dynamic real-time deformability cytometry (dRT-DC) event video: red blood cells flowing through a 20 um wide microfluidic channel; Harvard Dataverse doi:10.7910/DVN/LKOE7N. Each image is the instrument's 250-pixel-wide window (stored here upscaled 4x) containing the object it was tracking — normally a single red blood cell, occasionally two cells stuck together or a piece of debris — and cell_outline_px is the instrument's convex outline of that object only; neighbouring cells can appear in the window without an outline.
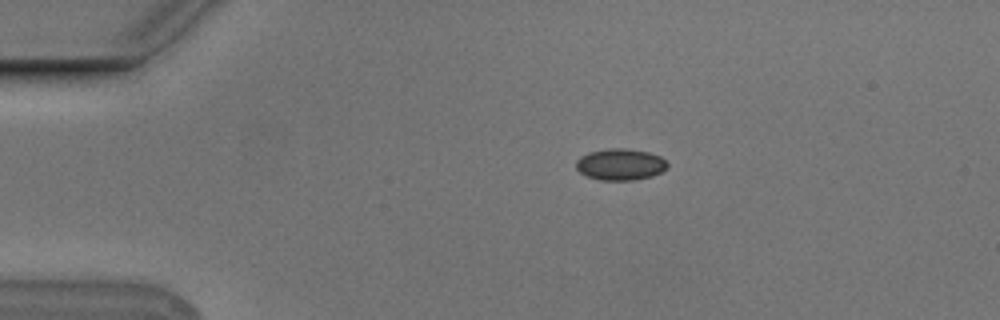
{"species": "Egyptian fruit bat (a non-hibernating species)", "species_latin": "Rousettus aegyptiacus", "temperature_condition": "cold", "stored_images_in_passage": 45, "camera_frame_rate_fps": 3000, "um_per_image_px": 0.085, "animal": {"sex": "male"}, "frame": {"image": 1, "passage_image": 1, "time_ms": 0.0, "image_size_px": [1000, 320], "cell_outline_px": [[668, 164], [660, 172], [652, 176], [632, 180], [600, 180], [588, 176], [580, 172], [576, 168], [576, 160], [580, 156], [588, 152], [608, 148], [624, 148], [648, 152], [660, 156]], "centroid_in_image_um": [52.69, 13.96], "position_along_channel_um": 32.3, "area_um2": 16.65}}
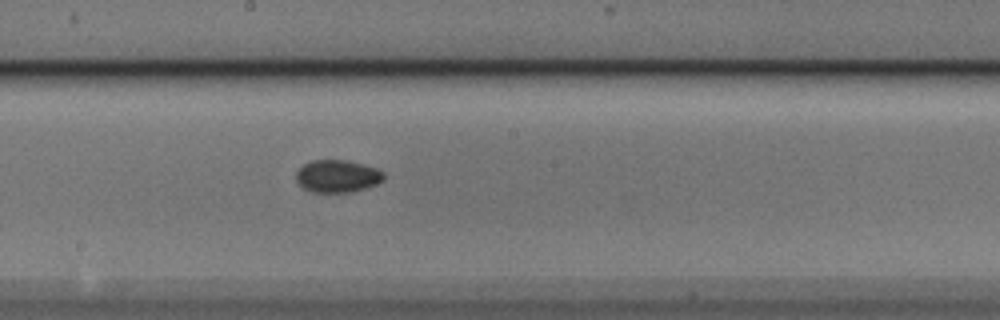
{"frame": {"image": 2, "passage_image": 20, "time_ms": 6.333, "image_size_px": [1000, 320], "cell_outline_px": [[384, 180], [376, 184], [352, 192], [312, 192], [304, 188], [296, 180], [296, 172], [304, 164], [312, 160], [348, 160], [364, 164], [376, 168], [384, 172]], "centroid_in_image_um": [28.69, 14.96], "position_along_channel_um": 219.5, "area_um2": 16.59}}
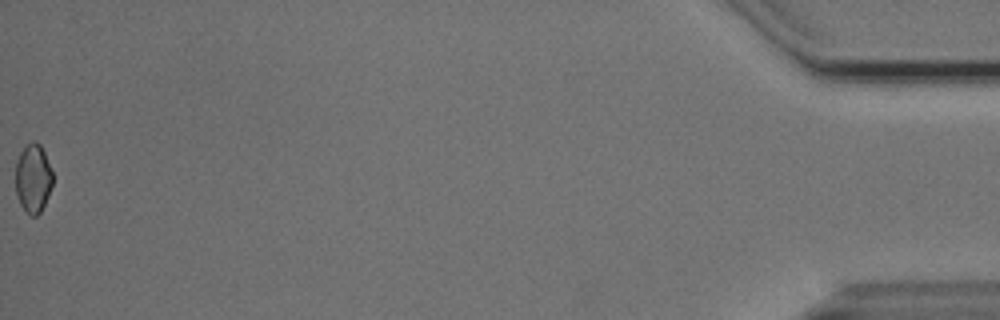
{"frame": {"image": 3, "passage_image": 45, "time_ms": 14.667, "image_size_px": [1000, 320], "cell_outline_px": [[52, 184], [48, 196], [40, 212], [36, 216], [32, 216], [20, 204], [16, 192], [16, 160], [20, 152], [32, 140], [36, 140], [40, 144], [44, 152], [52, 172]], "centroid_in_image_um": [2.81, 15.13], "position_along_channel_um": 432.4, "area_um2": 14.68}, "authors_computed_cell_mechanics": {"area_um2": 16.0106, "velocity_mm_per_s": 3.7559, "shape_relaxation_time_tau1_ms": null, "shape_relaxation_time_tau2_ms": 3.0463, "deformation_change_tau1": null, "deformation_change_tau2": 0.0436}}